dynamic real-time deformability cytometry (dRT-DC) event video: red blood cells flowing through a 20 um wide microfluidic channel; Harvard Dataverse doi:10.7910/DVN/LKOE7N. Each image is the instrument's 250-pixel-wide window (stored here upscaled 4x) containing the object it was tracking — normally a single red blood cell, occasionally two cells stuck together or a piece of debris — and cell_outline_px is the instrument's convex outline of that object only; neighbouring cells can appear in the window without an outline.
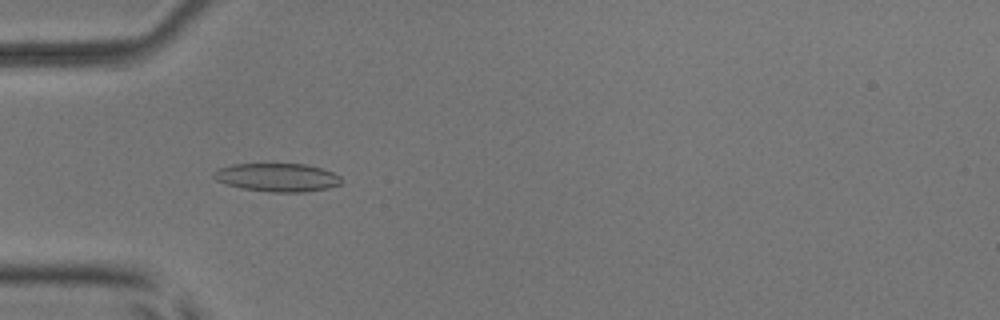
{"species": "common noctule bat (a hibernating species)", "species_latin": "Nyctalus noctula", "temperature_condition": "room temperature", "stored_images_in_passage": 53, "camera_frame_rate_fps": 3000, "um_per_image_px": 0.085, "animal": {"sex": "male", "body_mass_g": 17.9, "forearm_length_mm": 54.2}, "frame": {"image": 1, "passage_image": 17, "time_ms": 5.333, "image_size_px": [1000, 320], "cell_outline_px": [[344, 180], [340, 184], [328, 188], [304, 192], [272, 192], [240, 188], [216, 180], [212, 176], [212, 172], [220, 168], [232, 164], [304, 164], [320, 168], [332, 172], [340, 176]], "centroid_in_image_um": [23.57, 15.08], "position_along_channel_um": 61.4, "area_um2": 21.04}}
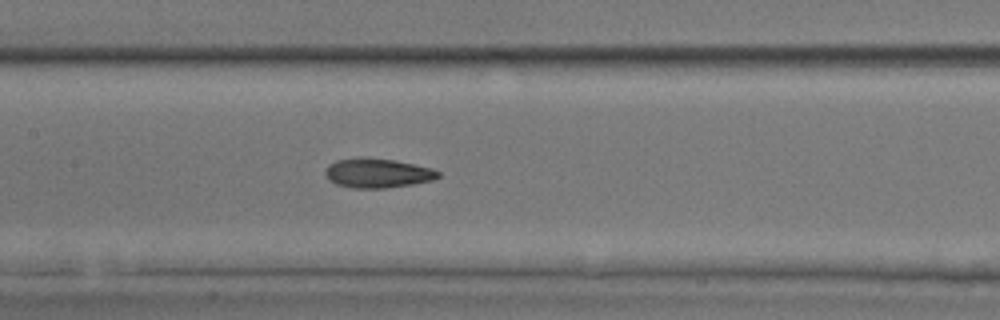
{"frame": {"image": 2, "passage_image": 26, "time_ms": 8.333, "image_size_px": [1000, 320], "cell_outline_px": [[440, 176], [432, 180], [412, 184], [388, 188], [352, 188], [336, 184], [328, 180], [324, 172], [328, 164], [336, 160], [360, 156], [364, 156], [392, 160], [432, 168], [440, 172]], "centroid_in_image_um": [32.04, 14.7], "position_along_channel_um": 175.4, "area_um2": 19.54}}
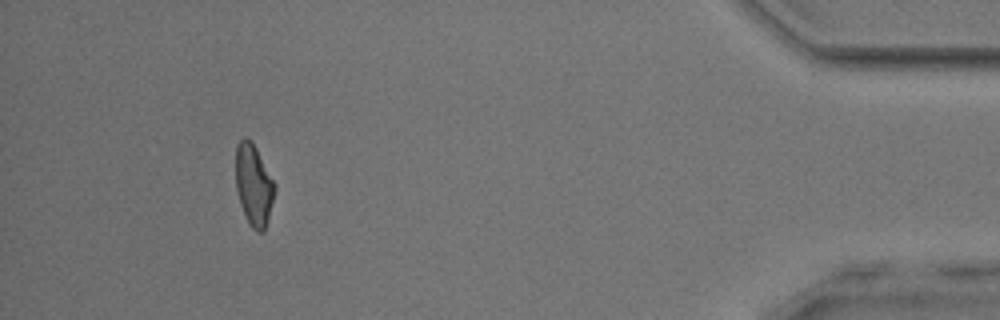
{"frame": {"image": 3, "passage_image": 49, "time_ms": 16.0, "image_size_px": [1000, 320], "cell_outline_px": [[276, 188], [264, 232], [256, 232], [252, 228], [240, 204], [236, 188], [236, 144], [244, 136], [248, 136], [252, 140], [276, 184]], "centroid_in_image_um": [21.57, 15.67], "position_along_channel_um": 413.6, "area_um2": 18.55}, "authors_computed_cell_mechanics": {"area_um2": 19.3052, "velocity_mm_per_s": 3.908, "shape_relaxation_time_tau1_ms": 5.4186, "shape_relaxation_time_tau2_ms": 2.6855, "deformation_change_tau1": 0.1391, "deformation_change_tau2": 0.1062}}